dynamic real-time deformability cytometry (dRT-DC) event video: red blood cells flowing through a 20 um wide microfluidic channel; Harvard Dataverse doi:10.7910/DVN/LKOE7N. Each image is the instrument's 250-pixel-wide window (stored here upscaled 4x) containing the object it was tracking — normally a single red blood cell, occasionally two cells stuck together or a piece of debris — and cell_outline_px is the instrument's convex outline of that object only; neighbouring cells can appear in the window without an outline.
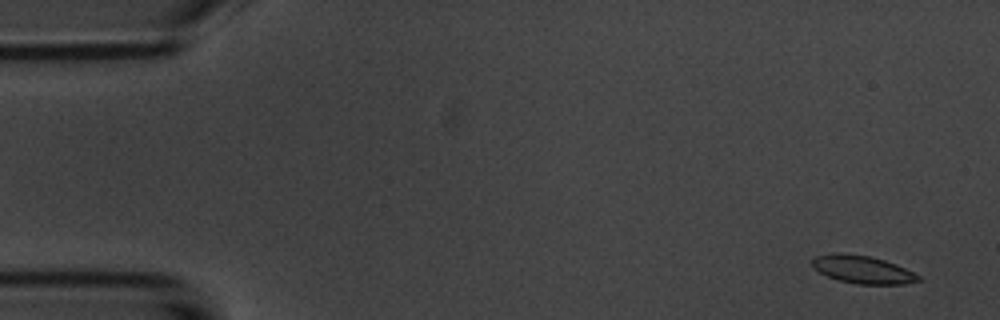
{"species": "common noctule bat (a hibernating species)", "species_latin": "Nyctalus noctula", "temperature_condition": "room temperature", "stored_images_in_passage": 52, "camera_frame_rate_fps": 3000, "um_per_image_px": 0.085, "animal": {"sex": "male", "body_mass_g": 20.1, "forearm_length_mm": 53.5}, "frame": {"image": 1, "passage_image": 1, "time_ms": 0.0, "image_size_px": [1000, 320], "cell_outline_px": [[920, 280], [904, 284], [856, 284], [840, 280], [828, 276], [812, 268], [812, 260], [816, 256], [836, 252], [840, 252], [872, 256], [896, 264], [920, 276]], "centroid_in_image_um": [73.29, 22.89], "position_along_channel_um": 11.7, "area_um2": 17.17}}
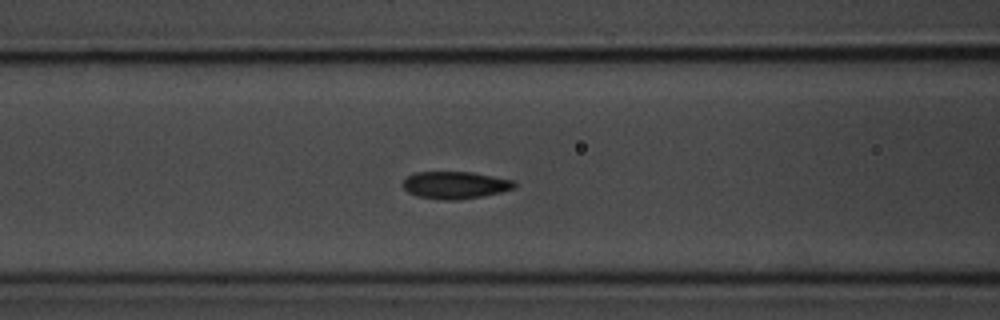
{"frame": {"image": 2, "passage_image": 20, "time_ms": 6.333, "image_size_px": [1000, 320], "cell_outline_px": [[516, 184], [512, 188], [500, 192], [484, 196], [456, 200], [444, 200], [416, 196], [408, 192], [404, 188], [404, 180], [408, 176], [416, 172], [472, 172], [512, 180]], "centroid_in_image_um": [38.66, 15.73], "position_along_channel_um": 127.9, "area_um2": 17.51}}
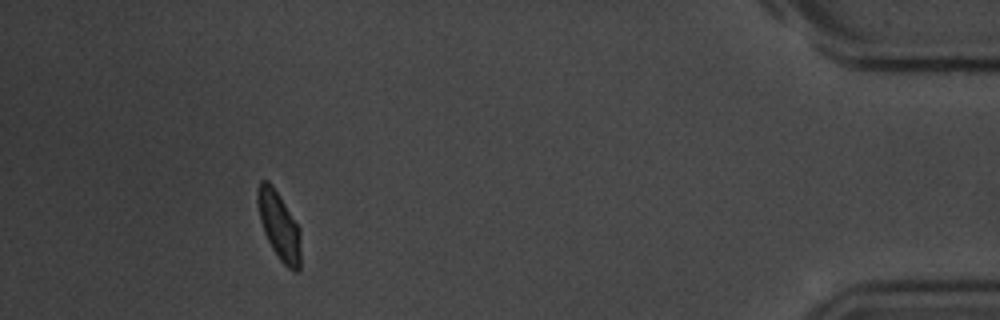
{"frame": {"image": 3, "passage_image": 48, "time_ms": 15.667, "image_size_px": [1000, 320], "cell_outline_px": [[300, 272], [292, 272], [280, 260], [272, 248], [264, 232], [260, 220], [256, 200], [256, 192], [260, 180], [268, 180], [272, 184], [300, 228]], "centroid_in_image_um": [23.71, 19.19], "position_along_channel_um": 411.5, "area_um2": 17.22}, "authors_computed_cell_mechanics": {"area_um2": 17.6001, "velocity_mm_per_s": 3.6907, "shape_relaxation_time_tau1_ms": 2.8984, "shape_relaxation_time_tau2_ms": 1.9525, "deformation_change_tau1": 0.1129, "deformation_change_tau2": 0.0505}}